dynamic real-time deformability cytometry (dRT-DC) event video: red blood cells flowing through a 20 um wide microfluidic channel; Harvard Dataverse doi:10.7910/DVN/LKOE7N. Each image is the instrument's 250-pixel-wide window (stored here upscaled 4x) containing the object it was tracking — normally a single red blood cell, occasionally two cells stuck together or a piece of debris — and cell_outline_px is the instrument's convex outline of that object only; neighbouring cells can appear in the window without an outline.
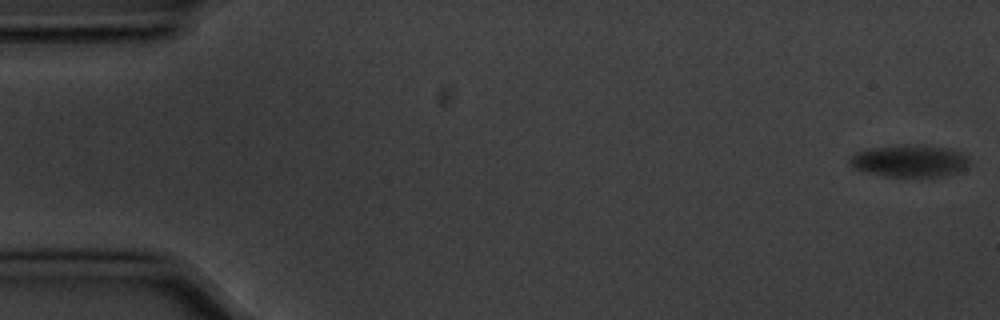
{"species": "common noctule bat (a hibernating species)", "species_latin": "Nyctalus noctula", "temperature_condition": "cold", "stored_images_in_passage": 7, "camera_frame_rate_fps": 3000, "um_per_image_px": 0.085, "animal": {"sex": "male", "body_mass_g": 20.1, "forearm_length_mm": 53.5}, "frame": {"image": 1, "passage_image": 1, "time_ms": 0.0, "image_size_px": [1000, 320], "cell_outline_px": [[972, 164], [960, 172], [928, 180], [884, 176], [860, 172], [848, 164], [848, 160], [856, 152], [864, 148], [900, 144], [924, 144], [948, 148], [960, 152], [968, 156]], "centroid_in_image_um": [77.33, 13.71], "position_along_channel_um": 7.7, "area_um2": 24.1}}
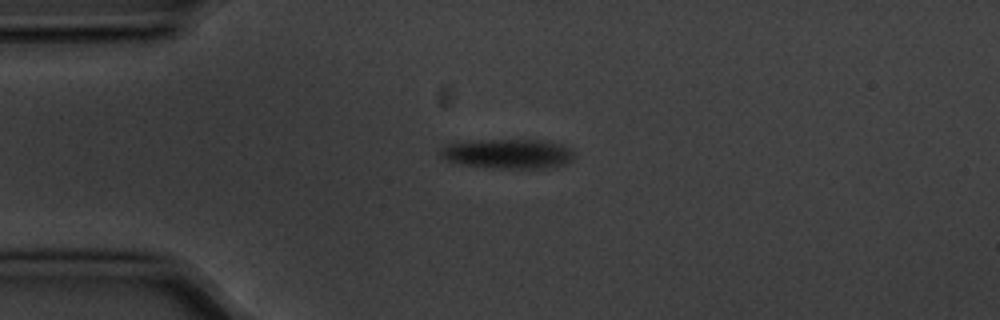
{"frame": {"image": 2, "passage_image": 5, "time_ms": 1.333, "image_size_px": [1000, 320], "cell_outline_px": [[576, 152], [572, 160], [568, 164], [544, 168], [500, 168], [464, 164], [444, 160], [440, 156], [440, 148], [448, 144], [476, 140], [548, 140], [564, 144], [572, 148]], "centroid_in_image_um": [43.26, 13.06], "position_along_channel_um": 41.7, "area_um2": 23.35}}